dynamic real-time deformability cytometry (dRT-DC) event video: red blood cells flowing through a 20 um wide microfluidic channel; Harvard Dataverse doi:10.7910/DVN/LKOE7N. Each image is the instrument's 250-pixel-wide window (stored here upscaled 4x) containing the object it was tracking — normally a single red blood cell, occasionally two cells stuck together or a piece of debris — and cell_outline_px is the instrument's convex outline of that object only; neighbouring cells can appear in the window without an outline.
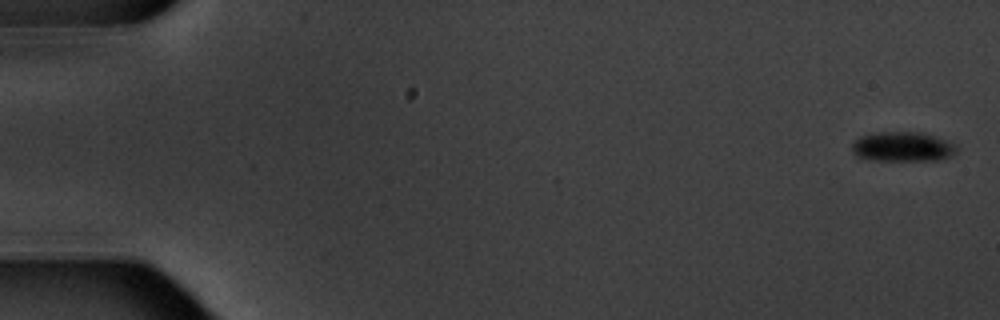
{"species": "common noctule bat (a hibernating species)", "species_latin": "Nyctalus noctula", "temperature_condition": "warm", "stored_images_in_passage": 7, "camera_frame_rate_fps": 3000, "um_per_image_px": 0.085, "animal": {"sex": "male", "body_mass_g": 20.1, "forearm_length_mm": 53.5}, "frame": {"image": 1, "passage_image": 1, "time_ms": 0.0, "image_size_px": [1000, 320], "cell_outline_px": [[956, 152], [952, 156], [940, 160], [868, 160], [852, 152], [852, 144], [860, 136], [880, 132], [920, 132], [936, 136], [956, 144]], "centroid_in_image_um": [76.75, 12.47], "position_along_channel_um": 8.2, "area_um2": 18.09}}
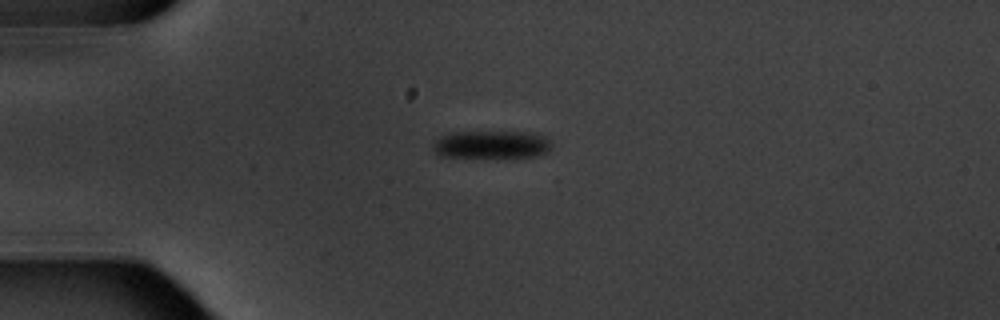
{"frame": {"image": 2, "passage_image": 5, "time_ms": 4.667, "image_size_px": [1000, 320], "cell_outline_px": [[552, 148], [544, 156], [440, 156], [432, 148], [432, 144], [440, 136], [448, 132], [528, 132], [544, 136], [552, 144]], "centroid_in_image_um": [41.8, 12.27], "position_along_channel_um": 43.2, "area_um2": 19.07}}
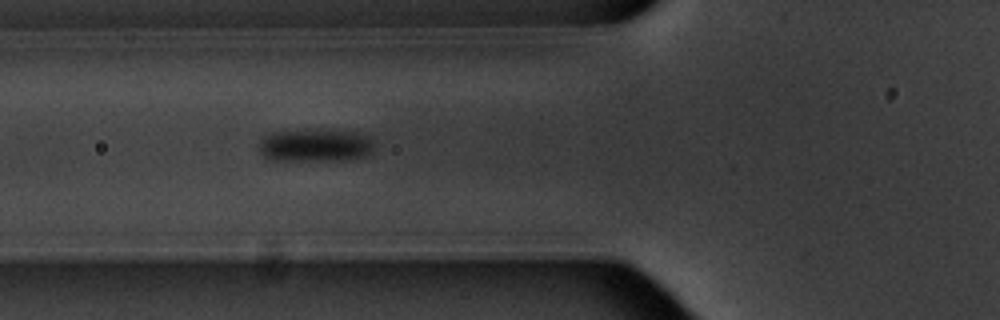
{"frame": {"image": 3, "passage_image": 7, "time_ms": 7.0, "image_size_px": [1000, 320], "cell_outline_px": [[372, 152], [364, 156], [340, 160], [268, 160], [260, 152], [260, 140], [264, 136], [272, 132], [356, 132], [368, 136], [372, 140]], "centroid_in_image_um": [26.77, 12.4], "position_along_channel_um": 99.0, "area_um2": 21.1}}